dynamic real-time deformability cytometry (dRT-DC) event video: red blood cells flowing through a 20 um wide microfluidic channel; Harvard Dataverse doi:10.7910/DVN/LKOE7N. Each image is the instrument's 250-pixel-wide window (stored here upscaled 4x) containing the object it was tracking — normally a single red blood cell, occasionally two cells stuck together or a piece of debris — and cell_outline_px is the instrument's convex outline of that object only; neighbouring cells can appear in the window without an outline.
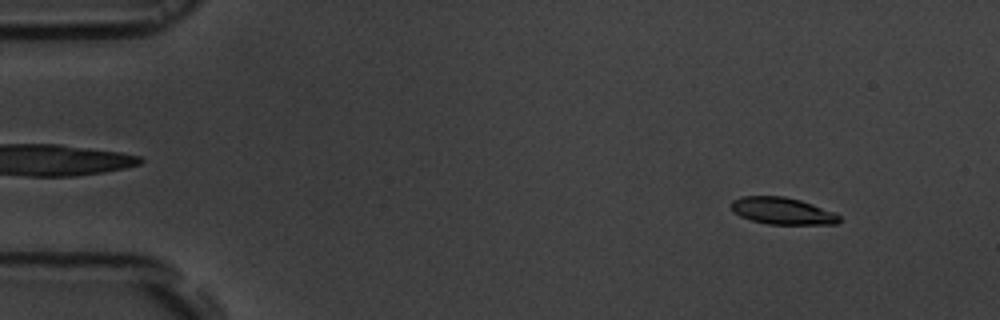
{"species": "common noctule bat (a hibernating species)", "species_latin": "Nyctalus noctula", "temperature_condition": "room temperature", "stored_images_in_passage": 56, "camera_frame_rate_fps": 3000, "um_per_image_px": 0.085, "animal": {"sex": "male", "body_mass_g": 19.5, "forearm_length_mm": 54.6}, "frame": {"image": 1, "passage_image": 6, "time_ms": 1.667, "image_size_px": [1000, 320], "cell_outline_px": [[840, 220], [836, 224], [768, 224], [752, 220], [740, 216], [732, 212], [732, 200], [740, 196], [784, 196], [800, 200], [836, 212], [840, 216]], "centroid_in_image_um": [66.5, 17.92], "position_along_channel_um": 18.5, "area_um2": 16.99}}
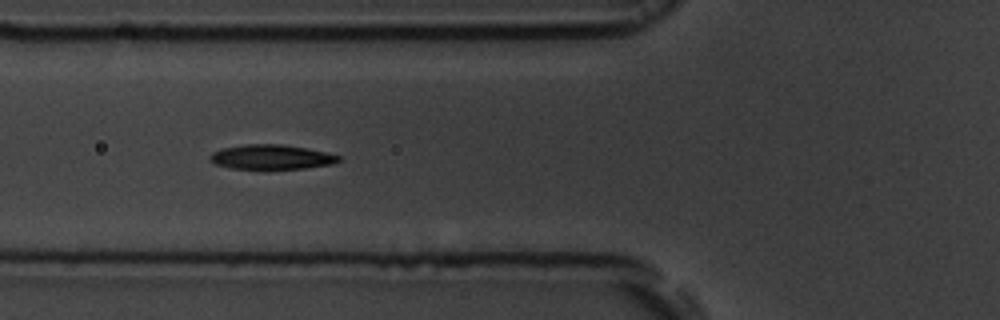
{"frame": {"image": 2, "passage_image": 21, "time_ms": 6.667, "image_size_px": [1000, 320], "cell_outline_px": [[340, 160], [332, 164], [304, 168], [232, 168], [216, 164], [208, 160], [208, 156], [212, 152], [224, 148], [244, 144], [284, 144], [308, 148], [340, 156]], "centroid_in_image_um": [23.04, 13.33], "position_along_channel_um": 102.8, "area_um2": 18.26}}
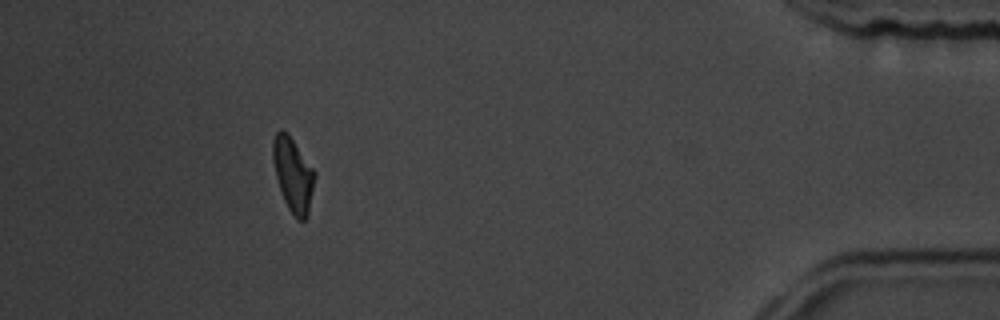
{"frame": {"image": 3, "passage_image": 51, "time_ms": 16.667, "image_size_px": [1000, 320], "cell_outline_px": [[316, 176], [308, 216], [304, 220], [296, 220], [288, 208], [284, 200], [276, 176], [272, 160], [272, 140], [276, 132], [280, 128], [288, 132], [316, 172]], "centroid_in_image_um": [24.91, 14.82], "position_along_channel_um": 410.3, "area_um2": 18.38}, "authors_computed_cell_mechanics": {"area_um2": 18.3515, "velocity_mm_per_s": 3.6474, "shape_relaxation_time_tau1_ms": 3.0948, "shape_relaxation_time_tau2_ms": 2.9859, "deformation_change_tau1": 0.1524, "deformation_change_tau2": 0.0657}}